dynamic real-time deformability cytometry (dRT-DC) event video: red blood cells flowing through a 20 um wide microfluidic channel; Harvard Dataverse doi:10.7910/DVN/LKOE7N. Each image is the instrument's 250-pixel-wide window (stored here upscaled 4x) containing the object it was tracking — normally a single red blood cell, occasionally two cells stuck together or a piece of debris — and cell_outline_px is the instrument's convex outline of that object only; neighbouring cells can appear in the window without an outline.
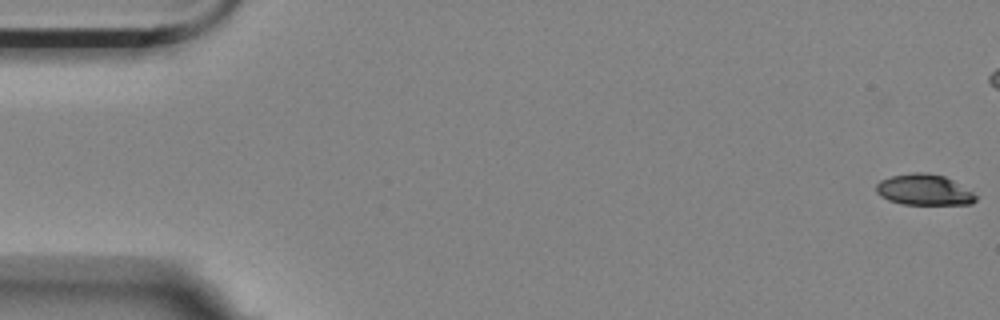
{"species": "Egyptian fruit bat (a non-hibernating species)", "species_latin": "Rousettus aegyptiacus", "temperature_condition": "room temperature", "stored_images_in_passage": 47, "camera_frame_rate_fps": 3000, "um_per_image_px": 0.085, "animal": {"sex": "female"}, "frame": {"image": 1, "passage_image": 1, "time_ms": 0.0, "image_size_px": [1000, 320], "cell_outline_px": [[976, 200], [972, 204], [904, 204], [888, 200], [880, 196], [876, 192], [876, 184], [880, 180], [892, 176], [912, 172], [924, 172], [944, 176], [952, 180], [972, 192], [976, 196]], "centroid_in_image_um": [78.51, 16.13], "position_along_channel_um": 6.5, "area_um2": 17.8}}
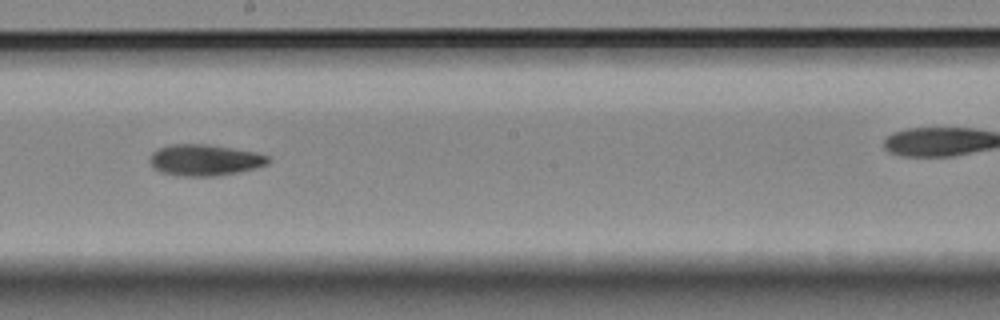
{"frame": {"image": 2, "passage_image": 32, "time_ms": 10.333, "image_size_px": [1000, 320], "cell_outline_px": [[272, 160], [268, 164], [256, 168], [236, 172], [212, 176], [184, 176], [160, 172], [152, 168], [152, 152], [160, 148], [172, 144], [204, 144], [232, 148], [256, 152], [268, 156]], "centroid_in_image_um": [17.44, 13.6], "position_along_channel_um": 230.8, "area_um2": 21.33}}
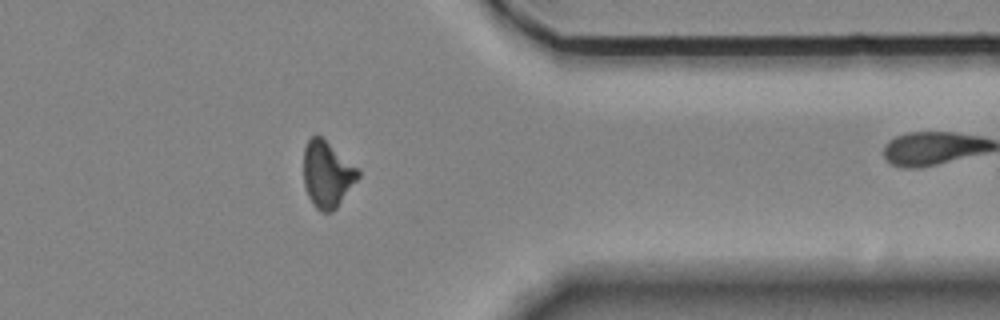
{"frame": {"image": 3, "passage_image": 46, "time_ms": 15.0, "image_size_px": [1000, 320], "cell_outline_px": [[360, 176], [336, 208], [332, 212], [320, 212], [312, 204], [308, 196], [304, 184], [304, 148], [308, 140], [312, 136], [320, 136], [356, 168], [360, 172]], "centroid_in_image_um": [27.78, 14.86], "position_along_channel_um": 383.6, "area_um2": 20.58}}